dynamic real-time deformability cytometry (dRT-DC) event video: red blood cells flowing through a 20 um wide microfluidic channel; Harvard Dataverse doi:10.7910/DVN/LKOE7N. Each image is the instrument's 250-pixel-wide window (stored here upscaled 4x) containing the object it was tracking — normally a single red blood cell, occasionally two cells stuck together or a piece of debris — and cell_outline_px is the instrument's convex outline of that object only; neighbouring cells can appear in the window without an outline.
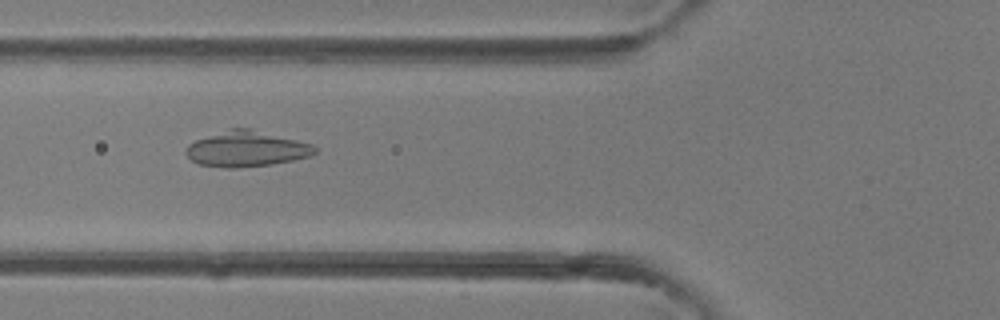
{"species": "common noctule bat (a hibernating species)", "species_latin": "Nyctalus noctula", "temperature_condition": "room temperature", "stored_images_in_passage": 38, "camera_frame_rate_fps": 3000, "um_per_image_px": 0.085, "animal": {"sex": "female"}, "frame": {"image": 1, "passage_image": 12, "time_ms": 3.667, "image_size_px": [1000, 320], "cell_outline_px": [[316, 152], [308, 156], [292, 160], [272, 164], [232, 168], [228, 168], [200, 164], [192, 160], [184, 152], [188, 144], [196, 140], [232, 128], [248, 128], [312, 144], [316, 148]], "centroid_in_image_um": [20.93, 12.66], "position_along_channel_um": 104.9, "area_um2": 26.13}}
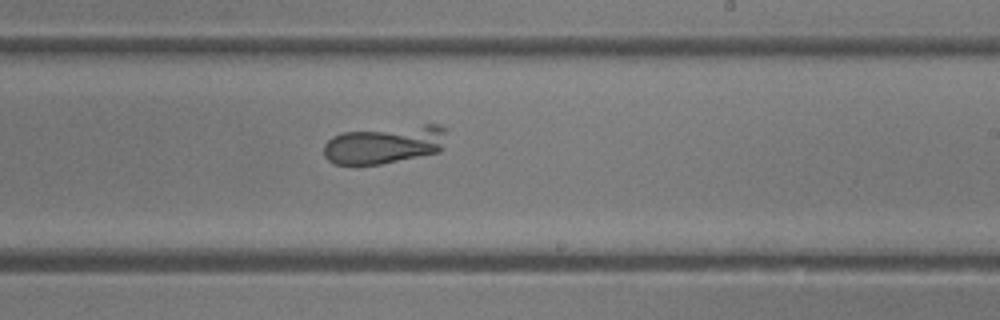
{"frame": {"image": 2, "passage_image": 21, "time_ms": 6.667, "image_size_px": [1000, 320], "cell_outline_px": [[448, 128], [440, 152], [380, 164], [336, 164], [328, 160], [324, 156], [324, 144], [332, 136], [344, 132], [424, 124], [440, 124]], "centroid_in_image_um": [32.72, 12.27], "position_along_channel_um": 256.3, "area_um2": 27.34}}
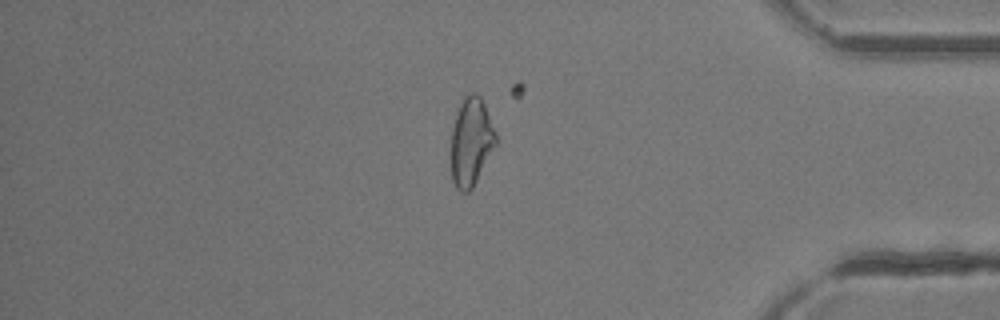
{"frame": {"image": 3, "passage_image": 31, "time_ms": 10.0, "image_size_px": [1000, 320], "cell_outline_px": [[496, 144], [472, 188], [468, 192], [460, 192], [456, 188], [452, 180], [452, 128], [456, 112], [464, 96], [472, 92], [476, 92], [480, 96], [484, 104], [496, 132]], "centroid_in_image_um": [40.04, 12.03], "position_along_channel_um": 395.2, "area_um2": 22.77}}